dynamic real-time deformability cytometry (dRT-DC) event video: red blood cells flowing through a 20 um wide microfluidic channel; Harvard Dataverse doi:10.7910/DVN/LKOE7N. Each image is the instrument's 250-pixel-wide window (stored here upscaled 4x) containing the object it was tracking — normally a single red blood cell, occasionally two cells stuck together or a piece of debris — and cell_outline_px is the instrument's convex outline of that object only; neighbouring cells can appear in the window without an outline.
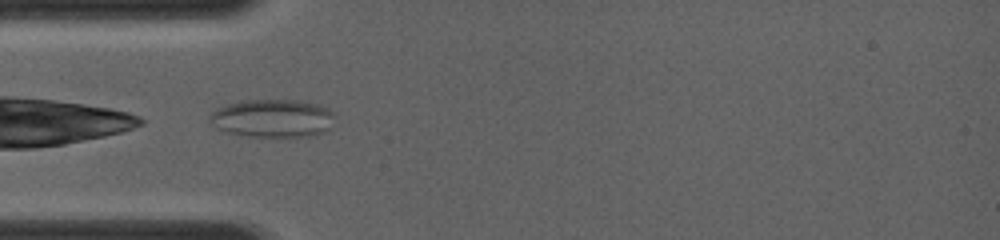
{"species": "common noctule bat (a hibernating species)", "species_latin": "Nyctalus noctula", "temperature_condition": "room temperature", "stored_images_in_passage": 11, "camera_frame_rate_fps": 4000, "um_per_image_px": 0.085, "animal": {"sex": "female", "body_mass_g": 19.0, "forearm_length_mm": 56.7}, "frame": {"image": 1, "passage_image": 2, "time_ms": 0.25, "image_size_px": [1000, 240], "cell_outline_px": [[332, 116], [328, 128], [324, 132], [308, 136], [248, 136], [228, 132], [216, 128], [208, 120], [208, 116], [216, 108], [228, 104], [244, 100], [300, 100], [320, 104], [328, 108], [332, 112]], "centroid_in_image_um": [23.12, 10.04], "position_along_channel_um": 61.9, "area_um2": 27.57}}
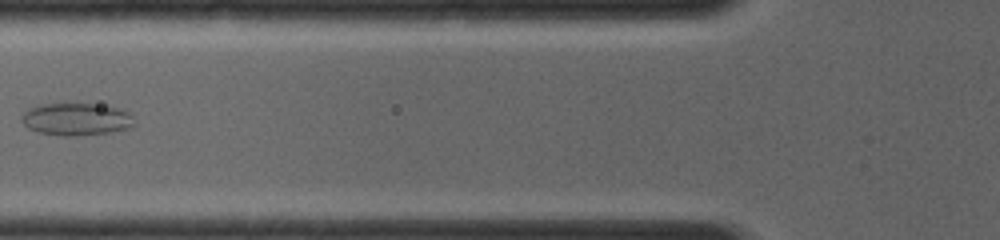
{"frame": {"image": 2, "passage_image": 6, "time_ms": 1.5, "image_size_px": [1000, 240], "cell_outline_px": [[136, 124], [128, 128], [108, 132], [72, 136], [60, 136], [40, 132], [28, 128], [20, 120], [24, 112], [28, 108], [36, 104], [100, 104], [116, 108], [128, 112], [132, 116]], "centroid_in_image_um": [6.45, 10.13], "position_along_channel_um": 119.3, "area_um2": 21.21}}
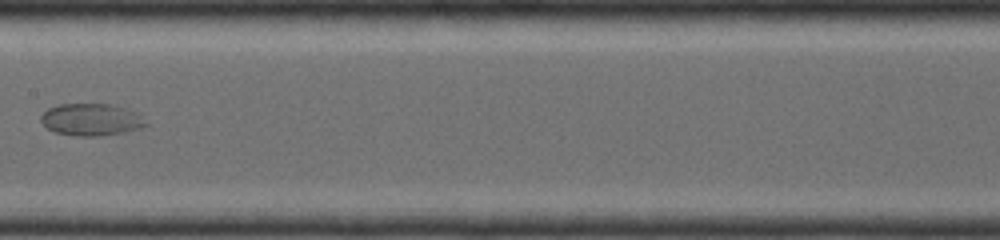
{"frame": {"image": 3, "passage_image": 10, "time_ms": 3.25, "image_size_px": [1000, 240], "cell_outline_px": [[148, 124], [140, 128], [124, 132], [100, 136], [76, 136], [56, 132], [48, 128], [40, 120], [40, 116], [48, 108], [60, 104], [112, 104], [128, 108], [140, 112]], "centroid_in_image_um": [7.81, 10.15], "position_along_channel_um": 199.6, "area_um2": 19.83}}